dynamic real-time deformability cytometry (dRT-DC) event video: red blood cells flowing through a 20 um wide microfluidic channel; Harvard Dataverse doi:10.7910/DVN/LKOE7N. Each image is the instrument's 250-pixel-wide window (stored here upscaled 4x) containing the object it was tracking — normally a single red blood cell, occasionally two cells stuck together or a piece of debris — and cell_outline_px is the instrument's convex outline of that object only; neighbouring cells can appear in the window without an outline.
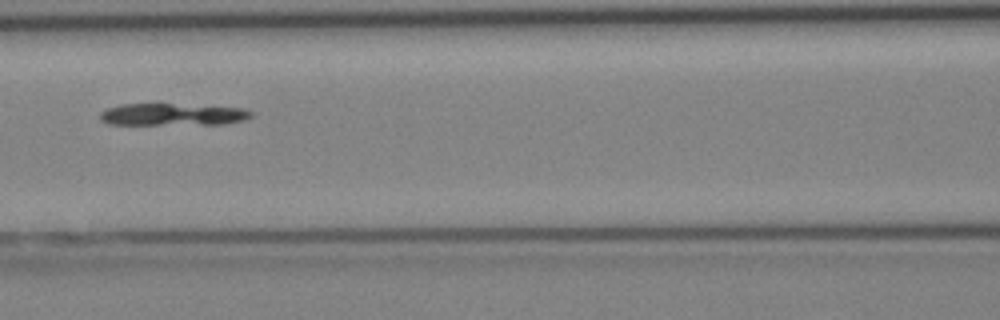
{"species": "Egyptian fruit bat (a non-hibernating species)", "species_latin": "Rousettus aegyptiacus", "temperature_condition": "cold", "stored_images_in_passage": 4, "camera_frame_rate_fps": 3000, "um_per_image_px": 0.085, "animal": {"sex": "female"}, "frame": {"image": 1, "passage_image": 4, "time_ms": 3.667, "image_size_px": [1000, 320], "cell_outline_px": [[252, 116], [244, 120], [224, 124], [108, 124], [100, 120], [100, 112], [108, 108], [120, 104], [172, 104], [240, 108], [252, 112]], "centroid_in_image_um": [14.63, 9.73], "position_along_channel_um": 152.0, "area_um2": 19.19}}